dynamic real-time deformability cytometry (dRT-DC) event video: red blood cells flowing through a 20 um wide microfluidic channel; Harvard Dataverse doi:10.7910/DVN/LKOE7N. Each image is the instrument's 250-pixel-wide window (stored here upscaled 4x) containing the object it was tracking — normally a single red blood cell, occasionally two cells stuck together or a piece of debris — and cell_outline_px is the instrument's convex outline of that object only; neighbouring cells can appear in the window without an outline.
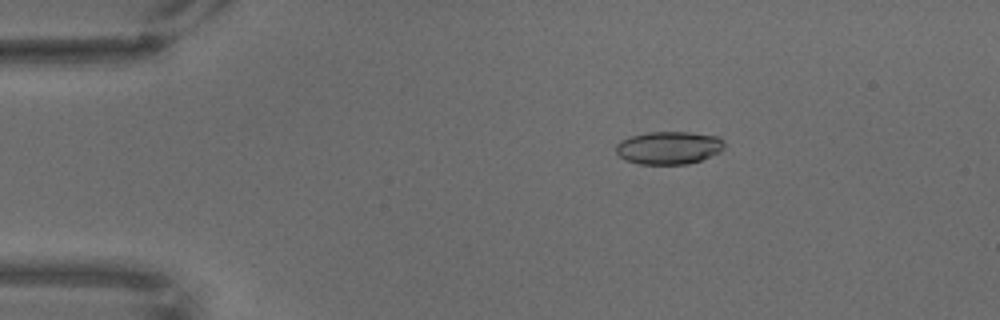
{"species": "common noctule bat (a hibernating species)", "species_latin": "Nyctalus noctula", "temperature_condition": "warm", "stored_images_in_passage": 68, "camera_frame_rate_fps": 3000, "um_per_image_px": 0.085, "animal": {"sex": "male", "body_mass_g": 18.8}, "frame": {"image": 1, "passage_image": 12, "time_ms": 3.667, "image_size_px": [1000, 320], "cell_outline_px": [[724, 148], [720, 152], [700, 160], [688, 164], [640, 164], [628, 160], [620, 156], [616, 152], [616, 144], [620, 140], [628, 136], [644, 132], [688, 132], [716, 136], [724, 140]], "centroid_in_image_um": [56.83, 12.55], "position_along_channel_um": 28.2, "area_um2": 20.81}}
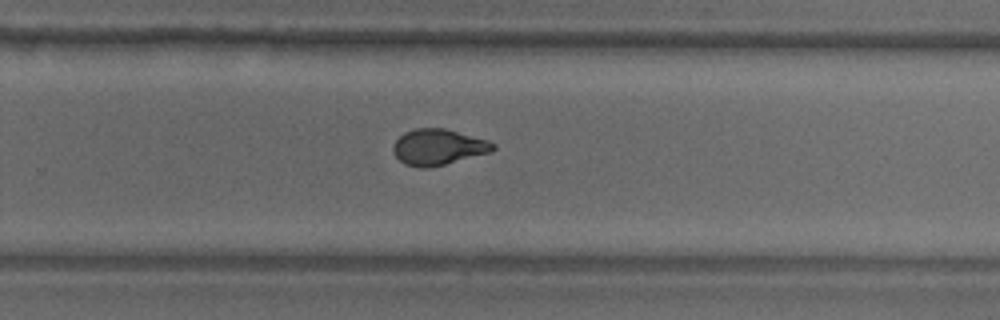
{"frame": {"image": 2, "passage_image": 45, "time_ms": 14.667, "image_size_px": [1000, 320], "cell_outline_px": [[496, 148], [488, 152], [444, 164], [428, 168], [420, 168], [404, 164], [392, 152], [392, 144], [404, 132], [416, 128], [444, 128], [488, 140], [496, 144]], "centroid_in_image_um": [37.2, 12.49], "position_along_channel_um": 292.6, "area_um2": 20.75}}
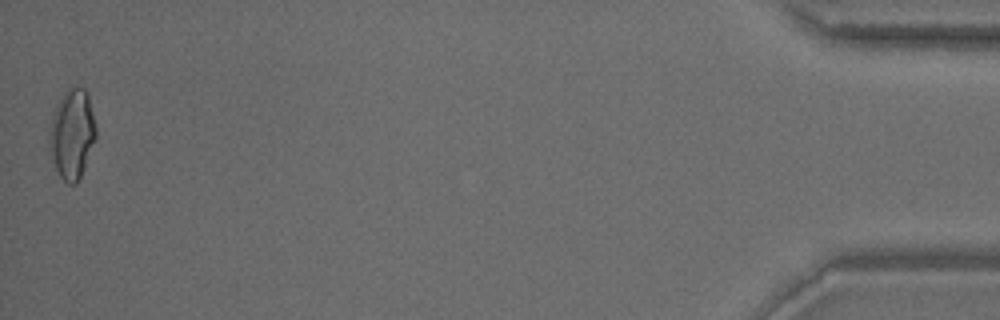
{"frame": {"image": 3, "passage_image": 68, "time_ms": 22.333, "image_size_px": [1000, 320], "cell_outline_px": [[96, 140], [80, 176], [76, 184], [68, 184], [60, 176], [56, 168], [48, 144], [48, 140], [52, 112], [56, 104], [64, 92], [68, 88], [84, 88], [88, 92], [96, 124]], "centroid_in_image_um": [6.13, 11.36], "position_along_channel_um": 429.1, "area_um2": 24.45}}